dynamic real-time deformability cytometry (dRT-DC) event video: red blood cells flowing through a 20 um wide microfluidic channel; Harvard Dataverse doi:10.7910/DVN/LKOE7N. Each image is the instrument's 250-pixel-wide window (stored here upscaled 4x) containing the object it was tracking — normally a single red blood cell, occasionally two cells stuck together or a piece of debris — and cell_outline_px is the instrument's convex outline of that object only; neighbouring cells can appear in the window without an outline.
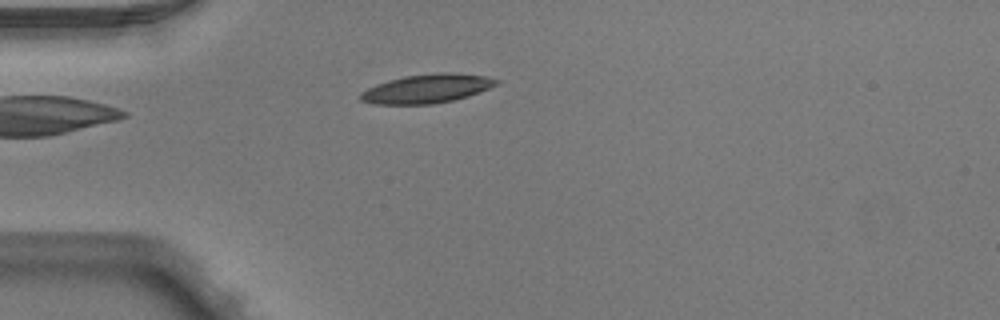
{"species": "Egyptian fruit bat (a non-hibernating species)", "species_latin": "Rousettus aegyptiacus", "temperature_condition": "warm", "stored_images_in_passage": 3, "camera_frame_rate_fps": 3000, "um_per_image_px": 0.085, "animal": {"sex": "male"}, "frame": {"image": 1, "passage_image": 2, "time_ms": 0.333, "image_size_px": [1000, 320], "cell_outline_px": [[500, 80], [496, 84], [488, 88], [468, 96], [452, 100], [432, 104], [376, 104], [360, 100], [360, 92], [376, 84], [388, 80], [404, 76], [440, 72], [456, 72], [484, 76]], "centroid_in_image_um": [36.26, 7.52], "position_along_channel_um": 48.7, "area_um2": 22.72}}